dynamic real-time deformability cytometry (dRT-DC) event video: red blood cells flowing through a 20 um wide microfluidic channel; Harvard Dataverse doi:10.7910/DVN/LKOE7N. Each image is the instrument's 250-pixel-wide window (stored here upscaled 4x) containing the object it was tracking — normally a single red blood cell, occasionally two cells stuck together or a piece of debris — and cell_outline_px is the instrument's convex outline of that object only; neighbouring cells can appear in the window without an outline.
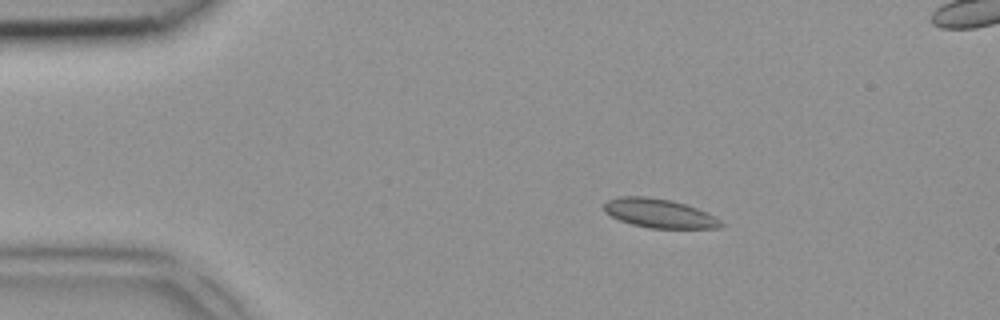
{"species": "common noctule bat (a hibernating species)", "species_latin": "Nyctalus noctula", "temperature_condition": "room temperature", "stored_images_in_passage": 3, "camera_frame_rate_fps": 3000, "um_per_image_px": 0.085, "animal": {"sex": "female", "body_mass_g": 18.4}, "frame": {"image": 1, "passage_image": 1, "time_ms": 0.0, "image_size_px": [1000, 320], "cell_outline_px": [[728, 224], [720, 228], [652, 228], [632, 224], [620, 220], [604, 212], [604, 204], [608, 200], [620, 196], [644, 196], [672, 200], [696, 208]], "centroid_in_image_um": [56.04, 18.13], "position_along_channel_um": 29.0, "area_um2": 19.59}}